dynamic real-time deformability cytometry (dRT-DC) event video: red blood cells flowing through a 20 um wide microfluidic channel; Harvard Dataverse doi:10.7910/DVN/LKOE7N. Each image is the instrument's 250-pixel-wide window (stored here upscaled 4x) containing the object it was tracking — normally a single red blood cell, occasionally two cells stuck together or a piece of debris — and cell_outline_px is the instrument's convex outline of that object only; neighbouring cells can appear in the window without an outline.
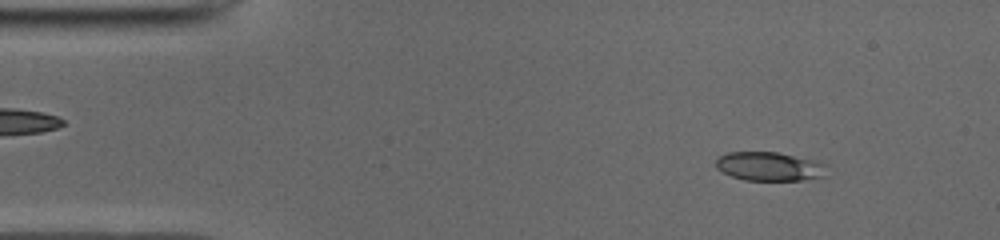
{"species": "common noctule bat (a hibernating species)", "species_latin": "Nyctalus noctula", "temperature_condition": "cold", "stored_images_in_passage": 49, "camera_frame_rate_fps": 3000, "um_per_image_px": 0.085, "animal": {"sex": "male", "body_mass_g": 19.0, "forearm_length_mm": 50.8}, "frame": {"image": 1, "passage_image": 5, "time_ms": 1.333, "image_size_px": [1000, 240], "cell_outline_px": [[828, 164], [820, 176], [800, 180], [744, 180], [732, 176], [716, 168], [716, 160], [720, 156], [728, 152], [776, 152], [812, 160]], "centroid_in_image_um": [65.34, 14.14], "position_along_channel_um": 19.7, "area_um2": 18.21}}
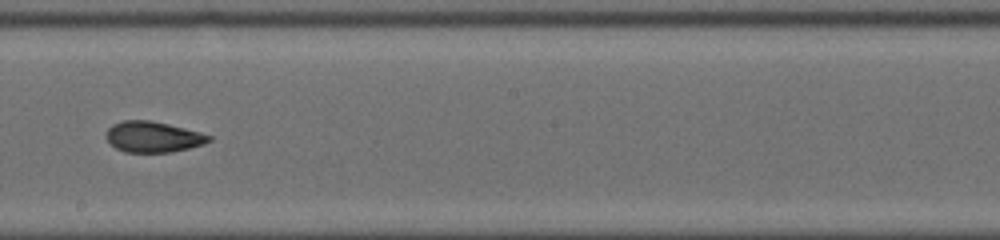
{"frame": {"image": 2, "passage_image": 27, "time_ms": 8.667, "image_size_px": [1000, 240], "cell_outline_px": [[212, 140], [204, 144], [172, 152], [124, 152], [116, 148], [108, 140], [108, 128], [112, 124], [124, 120], [148, 120], [168, 124], [200, 132], [212, 136]], "centroid_in_image_um": [13.04, 11.63], "position_along_channel_um": 235.2, "area_um2": 18.26}}
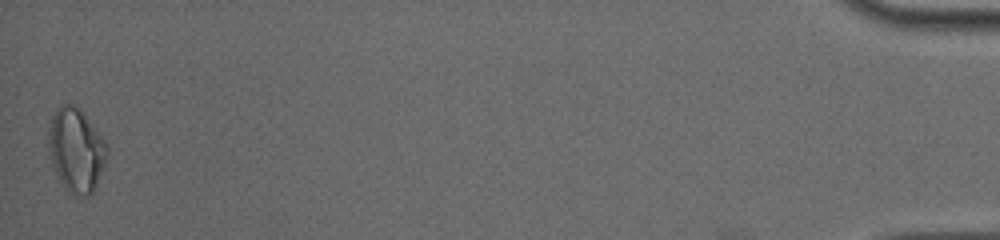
{"frame": {"image": 3, "passage_image": 49, "time_ms": 16.0, "image_size_px": [1000, 240], "cell_outline_px": [[108, 152], [104, 164], [92, 196], [72, 196], [64, 188], [52, 164], [48, 148], [48, 128], [52, 112], [60, 104], [72, 104], [80, 108], [108, 144]], "centroid_in_image_um": [6.46, 12.75], "position_along_channel_um": 428.7, "area_um2": 29.02}, "authors_computed_cell_mechanics": {"area_um2": 19.074, "velocity_mm_per_s": 3.967, "shape_relaxation_time_tau1_ms": 7.7479, "shape_relaxation_time_tau2_ms": 2.7176, "deformation_change_tau1": 0.191, "deformation_change_tau2": 0.088}}